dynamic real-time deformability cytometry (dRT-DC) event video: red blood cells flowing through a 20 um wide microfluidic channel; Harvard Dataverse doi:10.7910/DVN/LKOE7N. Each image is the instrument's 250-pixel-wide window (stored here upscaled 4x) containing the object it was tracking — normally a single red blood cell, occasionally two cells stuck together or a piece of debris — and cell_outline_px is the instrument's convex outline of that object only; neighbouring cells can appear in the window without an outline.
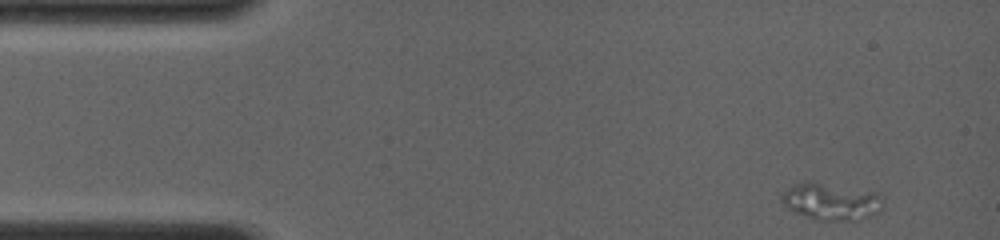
{"species": "common noctule bat (a hibernating species)", "species_latin": "Nyctalus noctula", "temperature_condition": "room temperature", "stored_images_in_passage": 37, "camera_frame_rate_fps": 4000, "um_per_image_px": 0.085, "animal": {"sex": "female", "body_mass_g": 19.0, "forearm_length_mm": 56.7}, "frame": {"image": 1, "passage_image": 1, "time_ms": 0.0, "image_size_px": [1000, 240], "cell_outline_px": [[884, 196], [880, 212], [872, 216], [860, 220], [820, 220], [792, 212], [780, 200], [780, 196], [792, 184], [804, 180], [808, 180], [872, 192]], "centroid_in_image_um": [70.63, 17.12], "position_along_channel_um": 14.4, "area_um2": 22.02}}
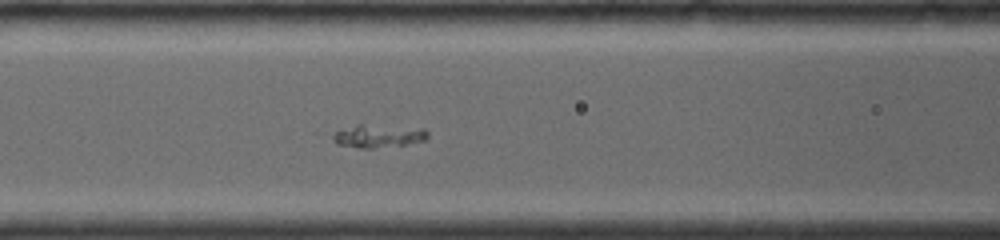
{"frame": {"image": 2, "passage_image": 16, "time_ms": 5.25, "image_size_px": [1000, 240], "cell_outline_px": [[428, 136], [424, 140], [404, 144], [372, 148], [360, 148], [336, 144], [332, 140], [332, 136], [336, 132], [356, 124], [360, 124], [424, 128], [428, 132]], "centroid_in_image_um": [32.14, 11.55], "position_along_channel_um": 134.5, "area_um2": 12.54}}
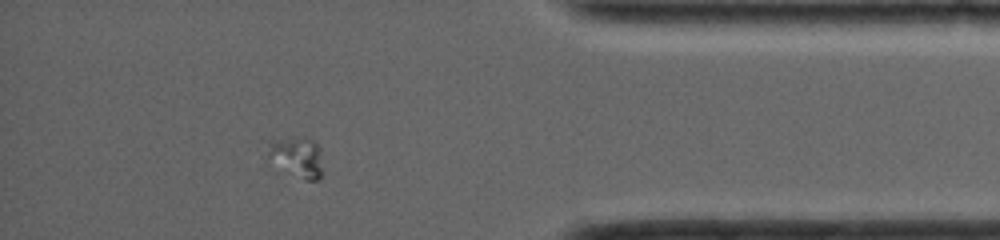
{"frame": {"image": 3, "passage_image": 32, "time_ms": 12.5, "image_size_px": [1000, 240], "cell_outline_px": [[320, 176], [316, 180], [304, 180], [268, 156], [268, 152], [272, 140], [308, 136], [316, 140], [320, 148]], "centroid_in_image_um": [25.32, 13.27], "position_along_channel_um": 409.9, "area_um2": 12.2}}